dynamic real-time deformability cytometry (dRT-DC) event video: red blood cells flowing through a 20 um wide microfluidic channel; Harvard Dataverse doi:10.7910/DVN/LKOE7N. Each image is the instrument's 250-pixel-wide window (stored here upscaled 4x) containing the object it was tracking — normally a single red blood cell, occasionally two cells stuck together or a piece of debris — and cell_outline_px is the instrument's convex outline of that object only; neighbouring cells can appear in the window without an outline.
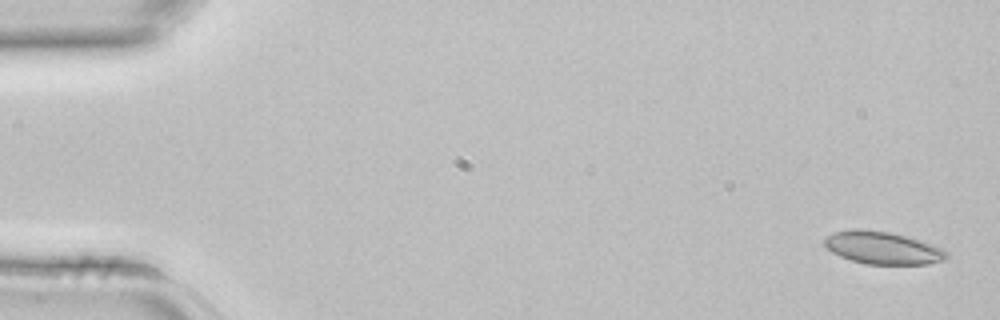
{"species": "common noctule bat (a hibernating species)", "species_latin": "Nyctalus noctula", "temperature_condition": "room temperature", "stored_images_in_passage": 3, "camera_frame_rate_fps": 3000, "um_per_image_px": 0.085, "animal": {"sex": "female", "body_mass_g": 22.7, "forearm_length_mm": 54.2}, "frame": {"image": 1, "passage_image": 1, "time_ms": 0.0, "image_size_px": [1000, 320], "cell_outline_px": [[948, 256], [944, 260], [928, 264], [864, 264], [840, 256], [832, 252], [824, 244], [824, 240], [828, 236], [836, 232], [856, 228], [892, 232], [920, 240], [932, 244], [948, 252]], "centroid_in_image_um": [75.04, 21.07], "position_along_channel_um": 10.0, "area_um2": 23.06}}
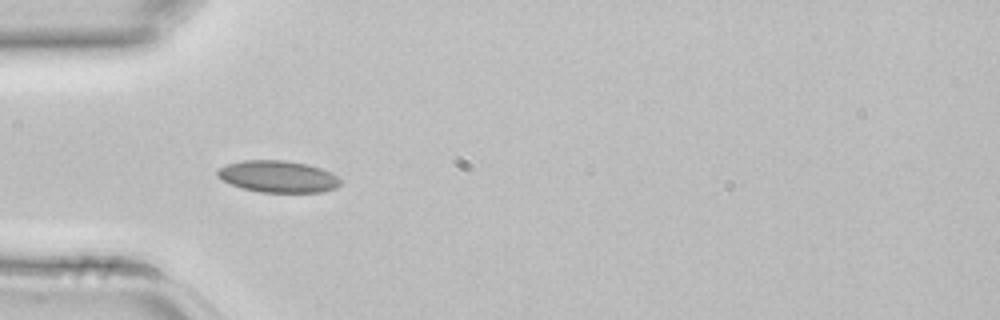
{"frame": {"image": 2, "passage_image": 3, "time_ms": 0.667, "image_size_px": [1000, 320], "cell_outline_px": [[340, 184], [336, 188], [320, 192], [260, 192], [244, 188], [232, 184], [216, 176], [216, 168], [228, 164], [244, 160], [284, 160], [308, 164], [320, 168], [336, 176], [340, 180]], "centroid_in_image_um": [23.6, 15.0], "position_along_channel_um": 61.4, "area_um2": 22.6}}